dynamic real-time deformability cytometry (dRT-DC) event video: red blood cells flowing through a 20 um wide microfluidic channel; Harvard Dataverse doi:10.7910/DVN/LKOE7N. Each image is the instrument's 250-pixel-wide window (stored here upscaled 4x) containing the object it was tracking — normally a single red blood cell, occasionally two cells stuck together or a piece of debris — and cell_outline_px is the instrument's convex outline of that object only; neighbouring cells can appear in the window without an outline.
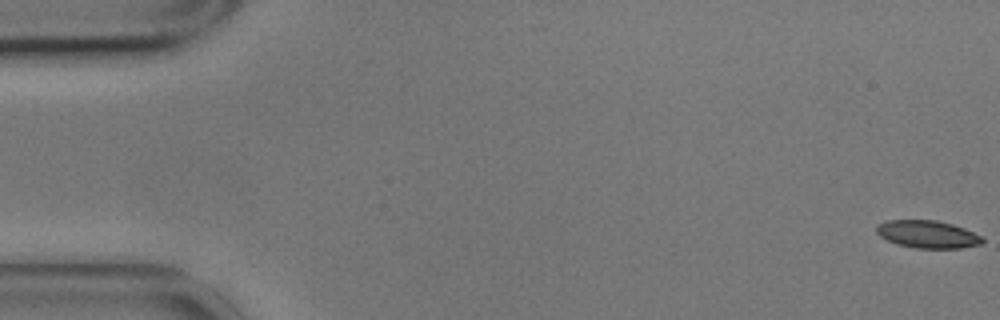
{"species": "common noctule bat (a hibernating species)", "species_latin": "Nyctalus noctula", "temperature_condition": "cold", "stored_images_in_passage": 58, "camera_frame_rate_fps": 3000, "um_per_image_px": 0.085, "animal": {"sex": "male", "body_mass_g": 17.9}, "frame": {"image": 1, "passage_image": 1, "time_ms": 0.0, "image_size_px": [1000, 320], "cell_outline_px": [[984, 240], [980, 244], [960, 248], [916, 248], [896, 244], [880, 236], [876, 232], [876, 224], [884, 220], [936, 220], [952, 224], [964, 228], [980, 236]], "centroid_in_image_um": [78.79, 19.9], "position_along_channel_um": 6.2, "area_um2": 16.99}}
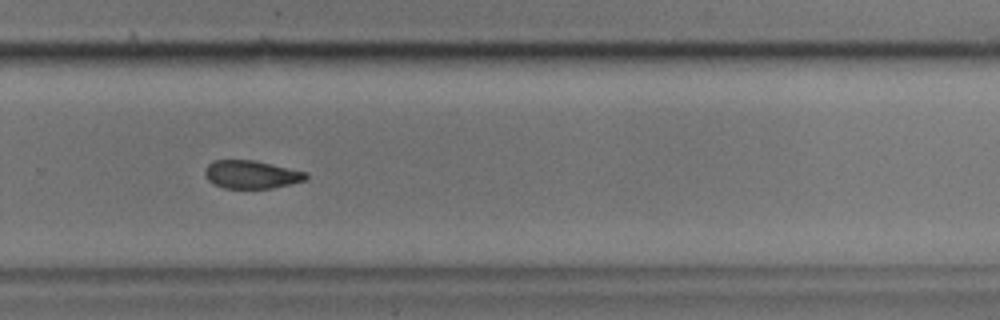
{"frame": {"image": 2, "passage_image": 39, "time_ms": 12.667, "image_size_px": [1000, 320], "cell_outline_px": [[308, 176], [304, 180], [272, 188], [224, 188], [208, 180], [204, 172], [204, 168], [212, 160], [256, 160], [308, 172]], "centroid_in_image_um": [21.36, 14.81], "position_along_channel_um": 308.4, "area_um2": 16.53}}
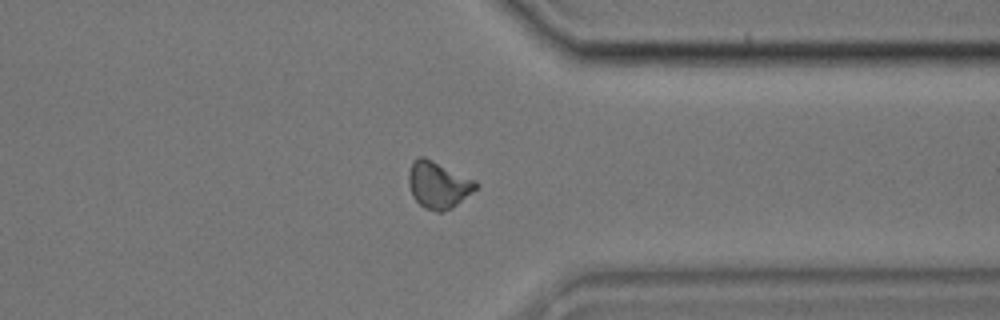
{"frame": {"image": 3, "passage_image": 45, "time_ms": 14.667, "image_size_px": [1000, 320], "cell_outline_px": [[480, 184], [476, 188], [452, 208], [440, 212], [436, 212], [424, 208], [412, 196], [408, 184], [408, 172], [412, 160], [420, 156], [424, 156], [476, 180]], "centroid_in_image_um": [37.22, 15.7], "position_along_channel_um": 374.2, "area_um2": 18.44}, "authors_computed_cell_mechanics": {"area_um2": 17.6868, "velocity_mm_per_s": 3.4782, "shape_relaxation_time_tau1_ms": 9.1696, "shape_relaxation_time_tau2_ms": 10.4553, "deformation_change_tau1": 0.1254, "deformation_change_tau2": 0.158}}